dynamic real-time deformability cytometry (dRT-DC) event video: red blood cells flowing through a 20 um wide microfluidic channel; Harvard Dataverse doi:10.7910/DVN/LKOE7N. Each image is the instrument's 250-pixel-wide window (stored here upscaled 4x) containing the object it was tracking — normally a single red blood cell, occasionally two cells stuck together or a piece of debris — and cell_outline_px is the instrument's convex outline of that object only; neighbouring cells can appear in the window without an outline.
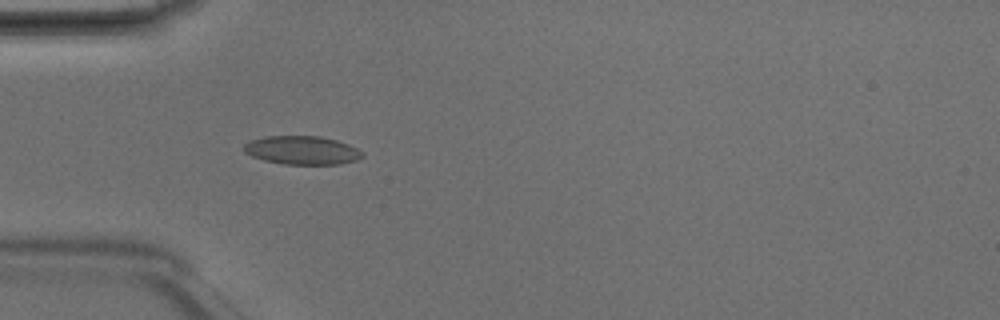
{"species": "Egyptian fruit bat (a non-hibernating species)", "species_latin": "Rousettus aegyptiacus", "temperature_condition": "room temperature", "stored_images_in_passage": 5, "camera_frame_rate_fps": 3000, "um_per_image_px": 0.085, "animal": {"sex": "male"}, "frame": {"image": 1, "passage_image": 5, "time_ms": 1.333, "image_size_px": [1000, 320], "cell_outline_px": [[364, 156], [356, 160], [340, 164], [284, 164], [264, 160], [252, 156], [244, 152], [244, 144], [252, 140], [264, 136], [320, 136], [336, 140], [348, 144], [364, 152]], "centroid_in_image_um": [25.69, 12.77], "position_along_channel_um": 59.3, "area_um2": 19.65}}